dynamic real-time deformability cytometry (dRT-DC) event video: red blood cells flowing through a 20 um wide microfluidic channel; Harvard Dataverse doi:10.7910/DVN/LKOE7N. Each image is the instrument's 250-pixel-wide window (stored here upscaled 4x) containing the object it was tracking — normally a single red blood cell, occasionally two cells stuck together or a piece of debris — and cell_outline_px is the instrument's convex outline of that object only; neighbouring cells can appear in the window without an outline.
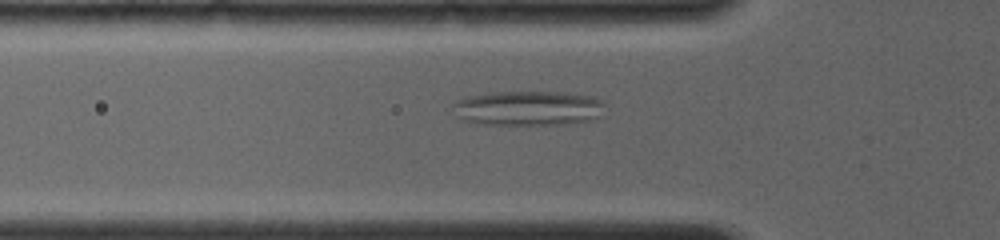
{"species": "common noctule bat (a hibernating species)", "species_latin": "Nyctalus noctula", "temperature_condition": "room temperature", "stored_images_in_passage": 6, "camera_frame_rate_fps": 4000, "um_per_image_px": 0.085, "animal": {"sex": "female", "body_mass_g": 19.0, "forearm_length_mm": 56.7}, "frame": {"image": 1, "passage_image": 5, "time_ms": 1.75, "image_size_px": [1000, 240], "cell_outline_px": [[608, 104], [604, 116], [592, 120], [564, 124], [476, 124], [464, 120], [456, 116], [452, 104], [464, 96], [492, 92], [564, 92], [592, 96]], "centroid_in_image_um": [44.95, 9.19], "position_along_channel_um": 80.8, "area_um2": 31.39}}